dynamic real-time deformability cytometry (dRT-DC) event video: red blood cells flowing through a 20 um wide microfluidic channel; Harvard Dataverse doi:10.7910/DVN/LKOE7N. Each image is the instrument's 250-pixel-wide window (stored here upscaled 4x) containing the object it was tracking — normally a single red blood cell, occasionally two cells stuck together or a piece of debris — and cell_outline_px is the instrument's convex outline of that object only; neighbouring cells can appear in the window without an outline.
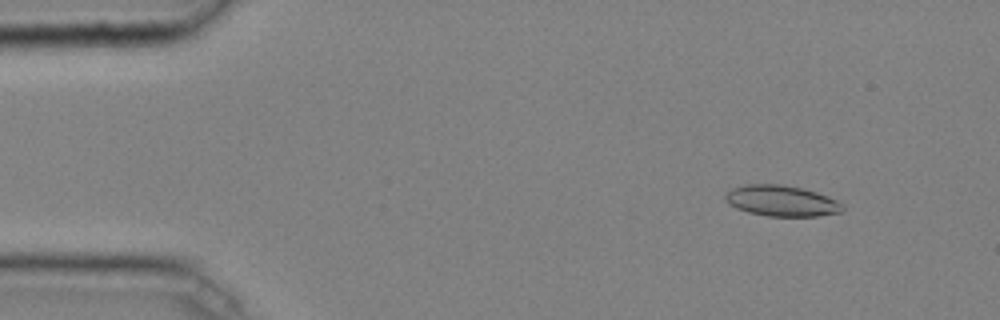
{"species": "common noctule bat (a hibernating species)", "species_latin": "Nyctalus noctula", "temperature_condition": "cold", "stored_images_in_passage": 47, "camera_frame_rate_fps": 3000, "um_per_image_px": 0.085, "animal": {"sex": "male", "body_mass_g": 20.4}, "frame": {"image": 1, "passage_image": 5, "time_ms": 1.333, "image_size_px": [1000, 320], "cell_outline_px": [[844, 208], [840, 212], [816, 216], [768, 216], [748, 212], [736, 208], [728, 204], [724, 200], [724, 196], [732, 188], [744, 184], [780, 184], [800, 188], [816, 192], [828, 196], [844, 204]], "centroid_in_image_um": [66.4, 17.07], "position_along_channel_um": 18.6, "area_um2": 21.1}}
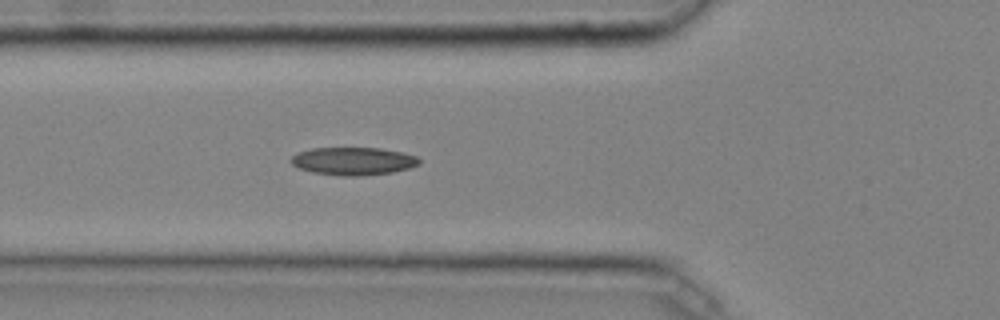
{"frame": {"image": 2, "passage_image": 17, "time_ms": 5.333, "image_size_px": [1000, 320], "cell_outline_px": [[420, 164], [408, 168], [392, 172], [360, 176], [344, 176], [312, 172], [300, 168], [292, 164], [288, 160], [296, 152], [312, 148], [380, 148], [400, 152], [416, 156], [420, 160]], "centroid_in_image_um": [29.99, 13.69], "position_along_channel_um": 95.8, "area_um2": 20.75}}
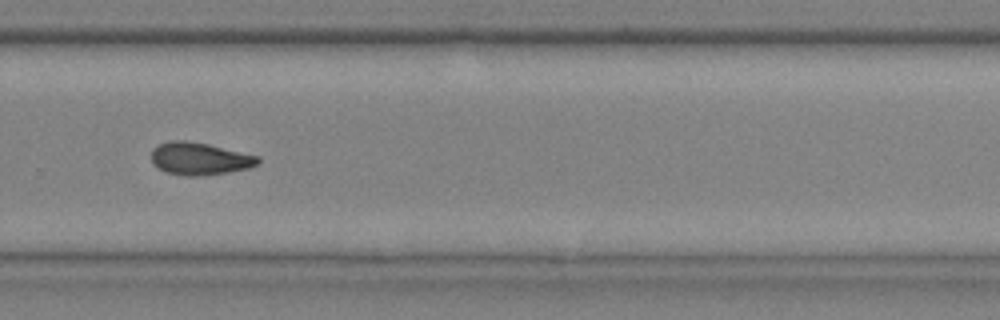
{"frame": {"image": 3, "passage_image": 33, "time_ms": 10.667, "image_size_px": [1000, 320], "cell_outline_px": [[260, 164], [248, 168], [228, 172], [196, 176], [188, 176], [168, 172], [152, 164], [152, 148], [168, 140], [184, 140], [208, 144], [260, 156]], "centroid_in_image_um": [16.99, 13.47], "position_along_channel_um": 312.8, "area_um2": 20.11}, "authors_computed_cell_mechanics": {"area_um2": 20.1144, "velocity_mm_per_s": 4.0763, "shape_relaxation_time_tau1_ms": 5.9533, "shape_relaxation_time_tau2_ms": 2.652, "deformation_change_tau1": 0.1381, "deformation_change_tau2": 0.075}}